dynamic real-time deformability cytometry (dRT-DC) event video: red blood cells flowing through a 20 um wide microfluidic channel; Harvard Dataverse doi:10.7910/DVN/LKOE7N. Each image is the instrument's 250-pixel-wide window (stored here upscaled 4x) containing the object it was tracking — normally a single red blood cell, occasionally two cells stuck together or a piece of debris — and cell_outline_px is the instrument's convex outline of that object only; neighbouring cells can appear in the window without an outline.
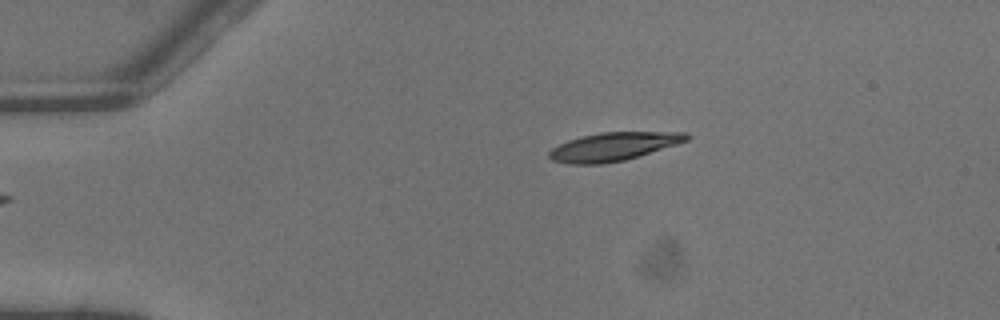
{"species": "common noctule bat (a hibernating species)", "species_latin": "Nyctalus noctula", "temperature_condition": "warm", "stored_images_in_passage": 4, "camera_frame_rate_fps": 3000, "um_per_image_px": 0.085, "animal": {"sex": "male", "body_mass_g": 13.3}, "frame": {"image": 1, "passage_image": 4, "time_ms": 1.0, "image_size_px": [1000, 320], "cell_outline_px": [[692, 136], [688, 140], [676, 144], [624, 160], [600, 164], [568, 164], [552, 160], [548, 156], [548, 152], [552, 148], [568, 140], [600, 132], [688, 132]], "centroid_in_image_um": [52.14, 12.45], "position_along_channel_um": 32.9, "area_um2": 22.48}}